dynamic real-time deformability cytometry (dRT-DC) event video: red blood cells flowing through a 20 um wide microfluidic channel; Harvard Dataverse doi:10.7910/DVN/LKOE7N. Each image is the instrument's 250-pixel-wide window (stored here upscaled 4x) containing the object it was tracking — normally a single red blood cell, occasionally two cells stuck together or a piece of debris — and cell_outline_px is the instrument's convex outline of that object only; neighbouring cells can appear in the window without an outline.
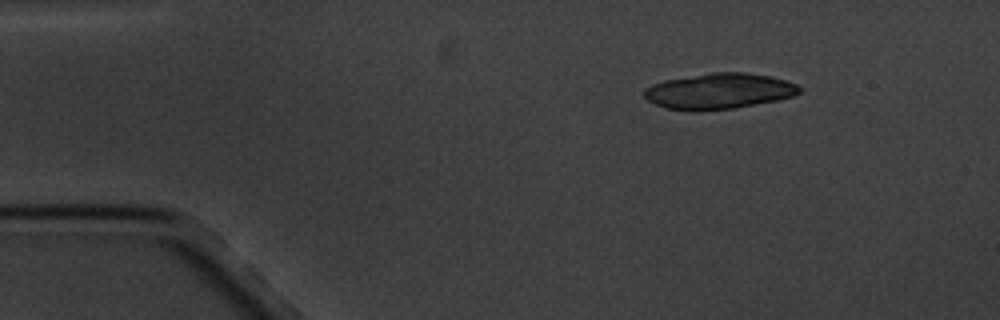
{"species": "common noctule bat (a hibernating species)", "species_latin": "Nyctalus noctula", "temperature_condition": "cold", "stored_images_in_passage": 7, "camera_frame_rate_fps": 3000, "um_per_image_px": 0.085, "animal": {"sex": "male", "body_mass_g": 20.1, "forearm_length_mm": 53.5}, "frame": {"image": 1, "passage_image": 1, "time_ms": 0.0, "image_size_px": [1000, 320], "cell_outline_px": [[804, 88], [800, 92], [792, 96], [776, 100], [732, 108], [668, 108], [656, 104], [648, 100], [644, 96], [644, 88], [652, 84], [664, 80], [712, 72], [744, 72], [768, 76], [784, 80], [796, 84]], "centroid_in_image_um": [61.14, 7.7], "position_along_channel_um": 23.9, "area_um2": 31.27}}
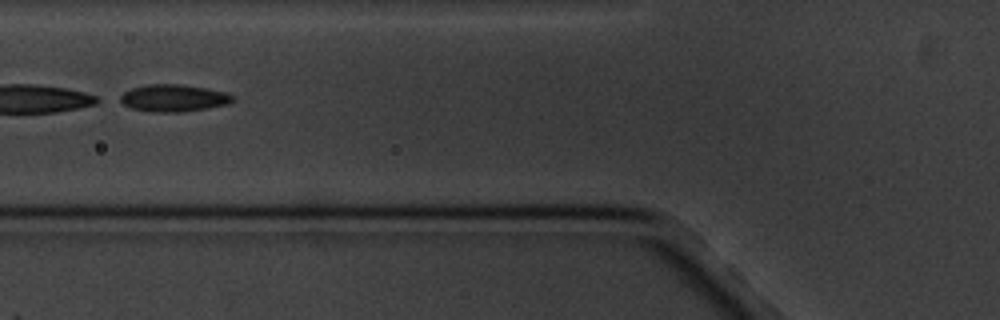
{"frame": {"image": 2, "passage_image": 5, "time_ms": 4.667, "image_size_px": [1000, 320], "cell_outline_px": [[232, 100], [228, 104], [180, 112], [152, 112], [132, 108], [116, 100], [124, 92], [132, 88], [148, 84], [180, 84], [204, 88], [224, 92], [232, 96]], "centroid_in_image_um": [14.68, 8.33], "position_along_channel_um": 111.1, "area_um2": 17.51}}